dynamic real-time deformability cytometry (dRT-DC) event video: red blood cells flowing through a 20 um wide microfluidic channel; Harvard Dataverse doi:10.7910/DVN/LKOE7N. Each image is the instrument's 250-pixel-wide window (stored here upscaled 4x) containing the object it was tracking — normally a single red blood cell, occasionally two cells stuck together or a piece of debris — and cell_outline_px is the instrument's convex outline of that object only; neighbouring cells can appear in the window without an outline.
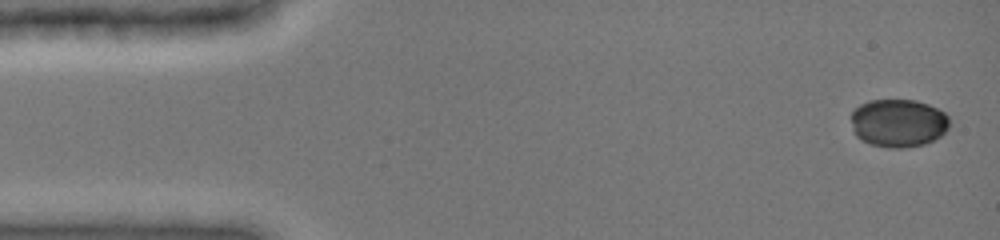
{"species": "common noctule bat (a hibernating species)", "species_latin": "Nyctalus noctula", "temperature_condition": "cold", "stored_images_in_passage": 34, "camera_frame_rate_fps": 3000, "um_per_image_px": 0.085, "animal": {"sex": "female", "body_mass_g": 19.0, "forearm_length_mm": 51.5}, "frame": {"image": 1, "passage_image": 1, "time_ms": 0.0, "image_size_px": [1000, 240], "cell_outline_px": [[948, 128], [940, 136], [924, 144], [900, 148], [892, 148], [872, 144], [860, 140], [856, 136], [852, 124], [852, 112], [860, 104], [868, 100], [916, 100], [928, 104], [944, 112], [948, 116]], "centroid_in_image_um": [76.35, 10.45], "position_along_channel_um": 8.7, "area_um2": 27.4}}
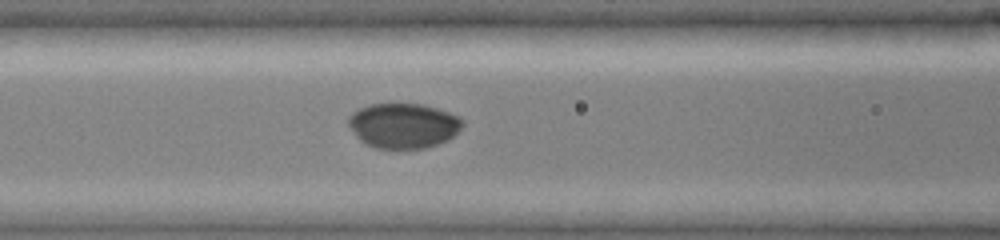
{"frame": {"image": 2, "passage_image": 14, "time_ms": 6.0, "image_size_px": [1000, 240], "cell_outline_px": [[464, 124], [448, 140], [424, 148], [376, 148], [360, 140], [356, 136], [348, 124], [348, 116], [352, 112], [360, 108], [372, 104], [424, 104], [460, 116], [464, 120]], "centroid_in_image_um": [34.29, 10.66], "position_along_channel_um": 132.3, "area_um2": 29.77}}
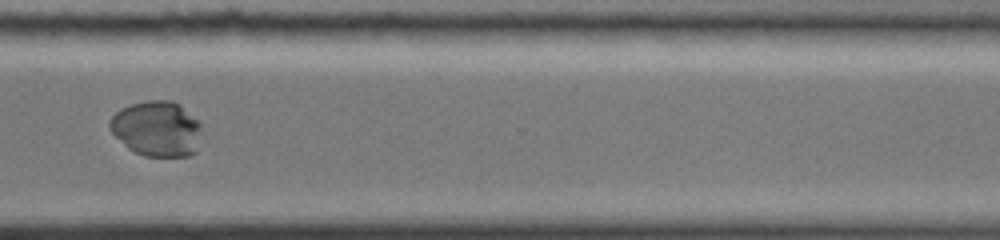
{"frame": {"image": 3, "passage_image": 27, "time_ms": 11.667, "image_size_px": [1000, 240], "cell_outline_px": [[200, 132], [196, 152], [188, 156], [144, 156], [128, 148], [108, 128], [108, 120], [120, 108], [132, 104], [148, 100], [172, 100], [180, 104], [200, 124]], "centroid_in_image_um": [13.3, 10.93], "position_along_channel_um": 357.3, "area_um2": 29.54}}